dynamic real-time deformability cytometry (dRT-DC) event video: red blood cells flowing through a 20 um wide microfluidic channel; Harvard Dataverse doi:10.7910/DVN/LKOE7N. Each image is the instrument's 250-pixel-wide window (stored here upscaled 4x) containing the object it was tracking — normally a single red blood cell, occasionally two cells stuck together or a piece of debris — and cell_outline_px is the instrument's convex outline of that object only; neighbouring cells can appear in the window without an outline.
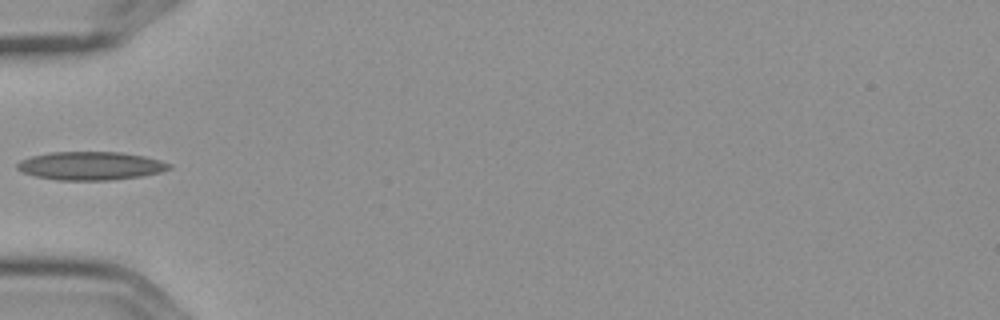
{"species": "Egyptian fruit bat (a non-hibernating species)", "species_latin": "Rousettus aegyptiacus", "temperature_condition": "cold", "stored_images_in_passage": 6, "camera_frame_rate_fps": 3000, "um_per_image_px": 0.085, "frame": {"image": 1, "passage_image": 5, "time_ms": 1.333, "image_size_px": [1000, 320], "cell_outline_px": [[172, 168], [160, 172], [140, 176], [108, 180], [56, 180], [36, 176], [20, 172], [16, 168], [16, 164], [20, 160], [32, 156], [48, 152], [120, 152], [144, 156], [160, 160], [172, 164]], "centroid_in_image_um": [7.68, 14.09], "position_along_channel_um": 77.3, "area_um2": 25.14}}
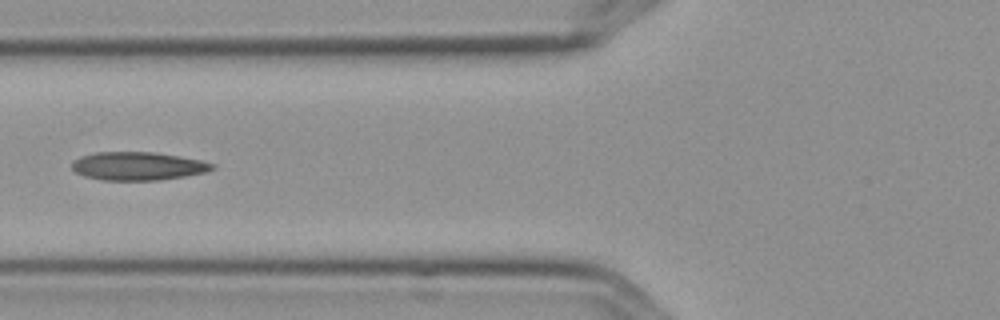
{"frame": {"image": 2, "passage_image": 6, "time_ms": 1.667, "image_size_px": [1000, 320], "cell_outline_px": [[216, 168], [208, 172], [160, 180], [104, 180], [84, 176], [76, 172], [72, 168], [72, 164], [76, 160], [84, 156], [96, 152], [152, 152], [200, 160], [216, 164]], "centroid_in_image_um": [11.77, 14.12], "position_along_channel_um": 114.0, "area_um2": 22.89}}